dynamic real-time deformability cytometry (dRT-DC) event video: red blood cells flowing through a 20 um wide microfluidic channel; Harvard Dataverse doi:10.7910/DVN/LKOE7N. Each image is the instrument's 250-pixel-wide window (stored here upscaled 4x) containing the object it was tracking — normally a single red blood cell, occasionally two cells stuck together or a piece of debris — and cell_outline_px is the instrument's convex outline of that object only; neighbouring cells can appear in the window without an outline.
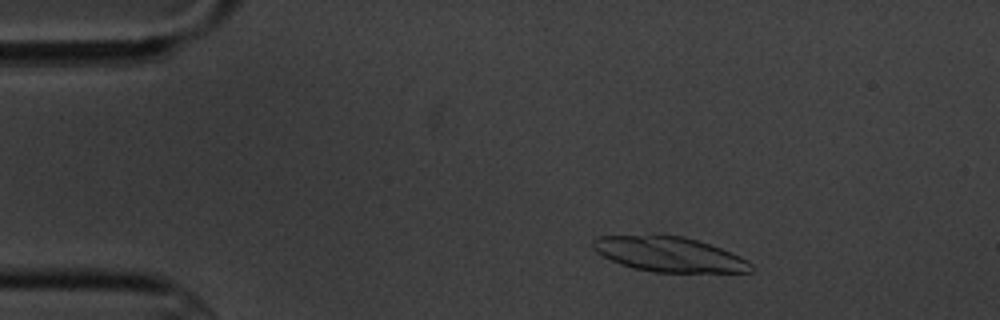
{"species": "common noctule bat (a hibernating species)", "species_latin": "Nyctalus noctula", "temperature_condition": "cold", "stored_images_in_passage": 13, "segment_of_instrument_passage": [1, 2], "camera_frame_rate_fps": 3000, "um_per_image_px": 0.085, "animal": {"sex": "male", "body_mass_g": 20.1, "forearm_length_mm": 53.5}, "frame": {"image": 1, "passage_image": 1, "time_ms": 0.0, "image_size_px": [1000, 320], "cell_outline_px": [[756, 268], [752, 272], [652, 272], [636, 268], [612, 260], [596, 252], [592, 248], [592, 240], [596, 236], [652, 232], [660, 232], [684, 236], [720, 248], [740, 256], [748, 260]], "centroid_in_image_um": [56.83, 21.56], "position_along_channel_um": 28.2, "area_um2": 33.06}}